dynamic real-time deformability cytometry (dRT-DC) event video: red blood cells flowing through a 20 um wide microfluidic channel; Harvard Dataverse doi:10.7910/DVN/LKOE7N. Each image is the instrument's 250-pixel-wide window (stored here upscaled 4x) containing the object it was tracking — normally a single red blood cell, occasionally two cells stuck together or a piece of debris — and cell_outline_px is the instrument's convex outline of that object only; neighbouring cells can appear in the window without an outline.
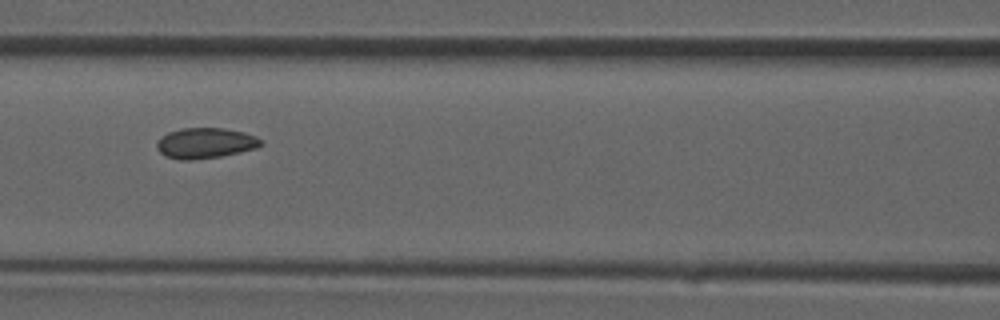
{"species": "common noctule bat (a hibernating species)", "species_latin": "Nyctalus noctula", "temperature_condition": "room temperature", "stored_images_in_passage": 30, "camera_frame_rate_fps": 3000, "um_per_image_px": 0.085, "animal": {"sex": "male", "forearm_length_mm": 52.5}, "frame": {"image": 1, "passage_image": 9, "time_ms": 2.667, "image_size_px": [1000, 320], "cell_outline_px": [[264, 144], [256, 148], [240, 152], [220, 156], [192, 160], [180, 160], [164, 156], [156, 148], [156, 144], [160, 136], [168, 132], [180, 128], [220, 128], [244, 132], [256, 136], [264, 140]], "centroid_in_image_um": [17.44, 12.16], "position_along_channel_um": 149.2, "area_um2": 18.73}}